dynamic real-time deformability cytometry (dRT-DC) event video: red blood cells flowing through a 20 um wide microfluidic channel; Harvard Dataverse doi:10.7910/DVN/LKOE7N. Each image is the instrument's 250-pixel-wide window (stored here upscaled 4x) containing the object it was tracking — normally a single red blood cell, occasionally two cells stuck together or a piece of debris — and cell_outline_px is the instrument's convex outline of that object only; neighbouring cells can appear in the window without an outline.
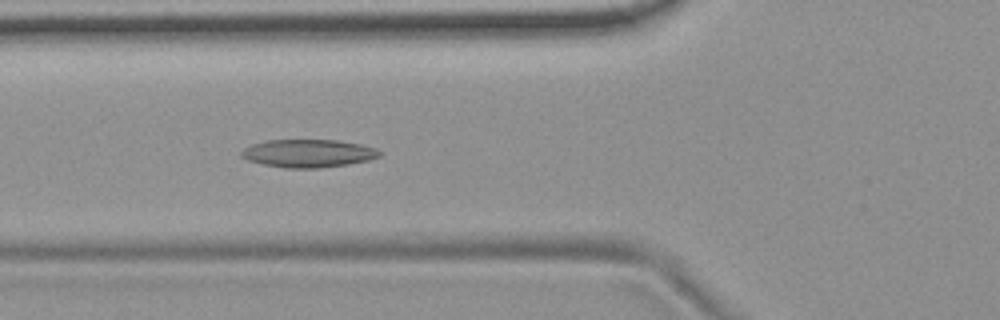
{"species": "common noctule bat (a hibernating species)", "species_latin": "Nyctalus noctula", "temperature_condition": "room temperature", "stored_images_in_passage": 4, "camera_frame_rate_fps": 3000, "um_per_image_px": 0.085, "animal": {"sex": "female", "body_mass_g": 19.9}, "frame": {"image": 1, "passage_image": 4, "time_ms": 3.333, "image_size_px": [1000, 320], "cell_outline_px": [[380, 156], [368, 160], [348, 164], [320, 168], [284, 168], [264, 164], [248, 160], [240, 156], [240, 152], [244, 148], [252, 144], [268, 140], [340, 140], [360, 144], [376, 148], [380, 152]], "centroid_in_image_um": [26.19, 13.03], "position_along_channel_um": 99.6, "area_um2": 22.48}}